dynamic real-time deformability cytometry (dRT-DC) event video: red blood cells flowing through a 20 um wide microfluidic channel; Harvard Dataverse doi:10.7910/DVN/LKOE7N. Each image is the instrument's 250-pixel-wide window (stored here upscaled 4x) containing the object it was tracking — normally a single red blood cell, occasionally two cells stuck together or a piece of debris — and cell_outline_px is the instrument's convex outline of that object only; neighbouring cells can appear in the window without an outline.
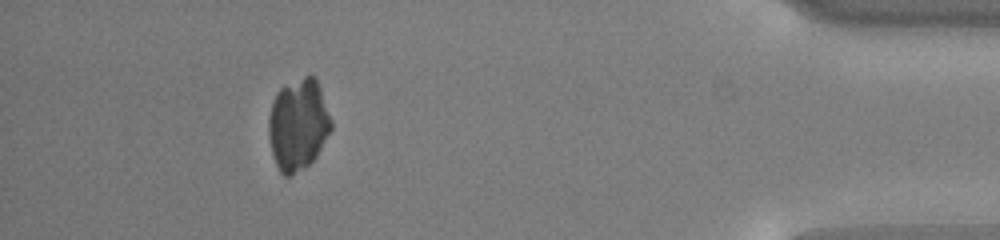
{"species": "common noctule bat (a hibernating species)", "species_latin": "Nyctalus noctula", "temperature_condition": "cold", "stored_images_in_passage": 55, "camera_frame_rate_fps": 3000, "um_per_image_px": 0.085, "animal": {"sex": "male", "body_mass_g": 13.0, "forearm_length_mm": 53.1}, "frame": {"image": 1, "passage_image": 50, "time_ms": 16.333, "image_size_px": [1000, 240], "cell_outline_px": [[332, 128], [316, 156], [304, 168], [292, 176], [284, 176], [280, 172], [276, 164], [272, 152], [268, 136], [268, 116], [276, 92], [280, 88], [304, 76], [316, 76], [332, 120]], "centroid_in_image_um": [25.34, 10.59], "position_along_channel_um": 409.9, "area_um2": 33.41}}